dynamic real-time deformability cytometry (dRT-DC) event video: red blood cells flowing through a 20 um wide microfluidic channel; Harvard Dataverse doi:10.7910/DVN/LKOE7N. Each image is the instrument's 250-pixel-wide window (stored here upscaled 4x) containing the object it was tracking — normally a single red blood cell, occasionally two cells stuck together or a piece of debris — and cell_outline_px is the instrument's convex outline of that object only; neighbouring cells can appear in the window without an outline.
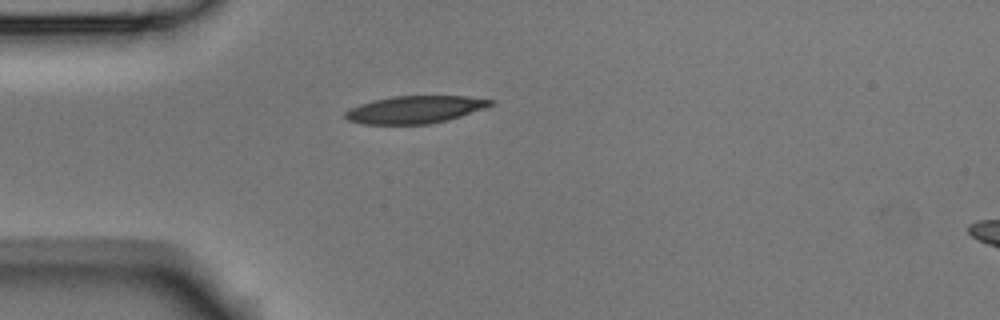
{"species": "Egyptian fruit bat (a non-hibernating species)", "species_latin": "Rousettus aegyptiacus", "temperature_condition": "room temperature", "stored_images_in_passage": 2, "camera_frame_rate_fps": 3000, "um_per_image_px": 0.085, "animal": {"sex": "male"}, "frame": {"image": 1, "passage_image": 1, "time_ms": 0.0, "image_size_px": [1000, 320], "cell_outline_px": [[496, 104], [448, 120], [428, 124], [364, 124], [348, 120], [344, 116], [344, 112], [360, 104], [392, 96], [464, 96], [496, 100]], "centroid_in_image_um": [35.31, 9.31], "position_along_channel_um": 49.7, "area_um2": 23.12}}